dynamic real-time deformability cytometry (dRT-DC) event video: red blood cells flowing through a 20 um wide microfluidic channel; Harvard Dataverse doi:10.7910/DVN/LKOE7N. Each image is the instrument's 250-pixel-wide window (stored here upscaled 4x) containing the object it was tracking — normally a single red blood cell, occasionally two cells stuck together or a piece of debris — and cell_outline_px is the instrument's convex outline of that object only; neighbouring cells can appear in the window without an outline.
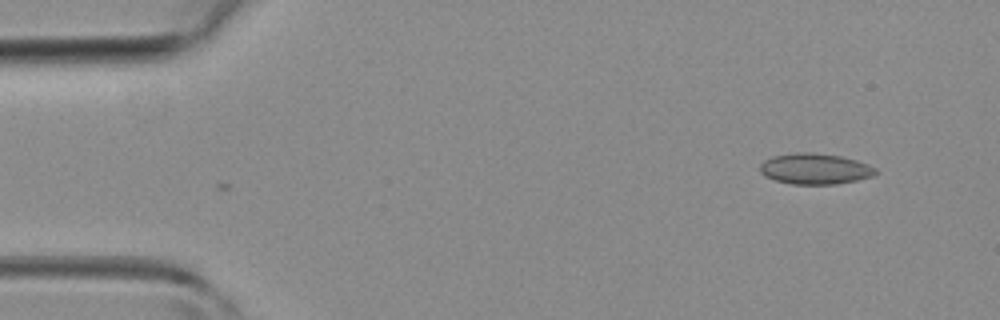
{"species": "common noctule bat (a hibernating species)", "species_latin": "Nyctalus noctula", "temperature_condition": "room temperature", "stored_images_in_passage": 9, "camera_frame_rate_fps": 3000, "um_per_image_px": 0.085, "animal": {"sex": "female", "body_mass_g": 19.3, "forearm_length_mm": 54.1}, "frame": {"image": 1, "passage_image": 1, "time_ms": 0.0, "image_size_px": [1000, 320], "cell_outline_px": [[880, 172], [872, 176], [856, 180], [836, 184], [792, 184], [776, 180], [764, 176], [760, 172], [760, 164], [764, 160], [772, 156], [796, 152], [812, 152], [840, 156], [856, 160], [868, 164], [876, 168]], "centroid_in_image_um": [69.27, 14.34], "position_along_channel_um": 15.7, "area_um2": 20.87}}